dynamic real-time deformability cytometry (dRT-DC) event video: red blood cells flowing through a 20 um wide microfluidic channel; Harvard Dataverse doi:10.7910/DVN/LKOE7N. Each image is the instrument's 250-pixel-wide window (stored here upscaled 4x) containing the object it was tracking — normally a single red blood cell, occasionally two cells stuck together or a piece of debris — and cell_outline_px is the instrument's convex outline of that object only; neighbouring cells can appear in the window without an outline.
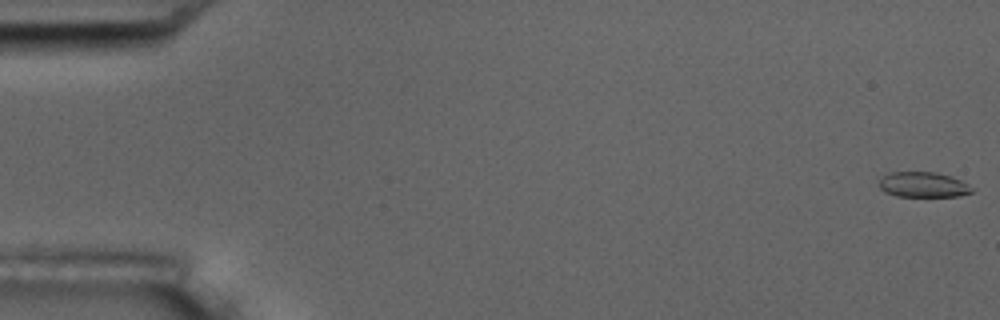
{"species": "common noctule bat (a hibernating species)", "species_latin": "Nyctalus noctula", "temperature_condition": "room temperature", "stored_images_in_passage": 6, "camera_frame_rate_fps": 3000, "um_per_image_px": 0.085, "animal": {"sex": "male", "body_mass_g": 17.5, "forearm_length_mm": 52.3}, "frame": {"image": 1, "passage_image": 1, "time_ms": 0.0, "image_size_px": [1000, 320], "cell_outline_px": [[976, 188], [972, 192], [960, 196], [896, 196], [884, 192], [880, 188], [880, 180], [888, 172], [936, 172], [960, 180]], "centroid_in_image_um": [78.49, 15.7], "position_along_channel_um": 6.5, "area_um2": 13.64}}
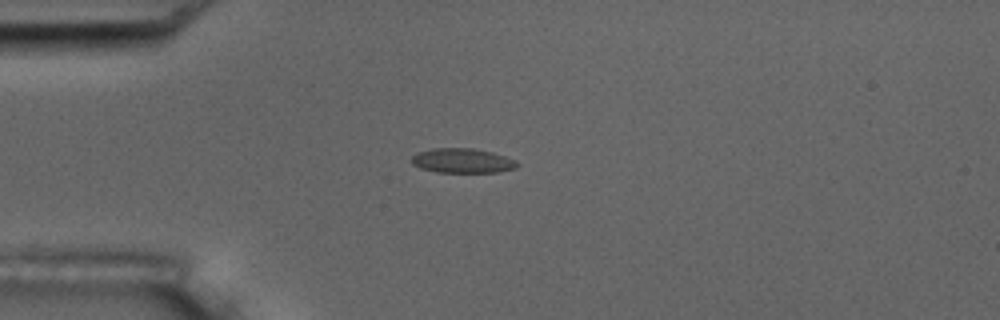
{"frame": {"image": 2, "passage_image": 5, "time_ms": 4.667, "image_size_px": [1000, 320], "cell_outline_px": [[520, 164], [516, 168], [496, 172], [436, 172], [420, 168], [412, 164], [412, 156], [416, 152], [432, 148], [472, 148], [492, 152], [516, 160]], "centroid_in_image_um": [39.29, 13.65], "position_along_channel_um": 45.7, "area_um2": 15.2}}